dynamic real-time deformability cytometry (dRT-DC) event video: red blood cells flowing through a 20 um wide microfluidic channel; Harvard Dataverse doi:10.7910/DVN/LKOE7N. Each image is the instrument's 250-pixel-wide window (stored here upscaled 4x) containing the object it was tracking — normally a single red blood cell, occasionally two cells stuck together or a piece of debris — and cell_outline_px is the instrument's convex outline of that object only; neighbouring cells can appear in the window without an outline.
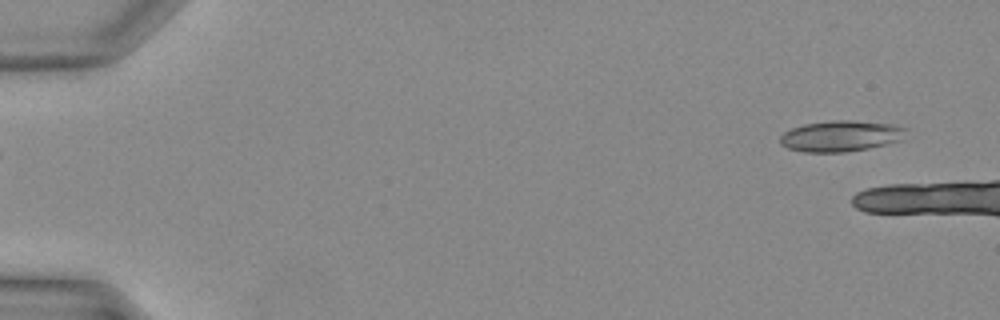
{"species": "Egyptian fruit bat (a non-hibernating species)", "species_latin": "Rousettus aegyptiacus", "temperature_condition": "warm", "stored_images_in_passage": 6, "camera_frame_rate_fps": 3000, "um_per_image_px": 0.085, "animal": {"sex": "female"}, "frame": {"image": 1, "passage_image": 1, "time_ms": 0.0, "image_size_px": [1000, 320], "cell_outline_px": [[908, 128], [900, 140], [868, 148], [844, 152], [804, 152], [788, 148], [780, 144], [780, 136], [784, 132], [792, 128], [804, 124], [828, 120], [852, 120], [892, 124]], "centroid_in_image_um": [71.44, 11.55], "position_along_channel_um": 13.6, "area_um2": 22.66}}